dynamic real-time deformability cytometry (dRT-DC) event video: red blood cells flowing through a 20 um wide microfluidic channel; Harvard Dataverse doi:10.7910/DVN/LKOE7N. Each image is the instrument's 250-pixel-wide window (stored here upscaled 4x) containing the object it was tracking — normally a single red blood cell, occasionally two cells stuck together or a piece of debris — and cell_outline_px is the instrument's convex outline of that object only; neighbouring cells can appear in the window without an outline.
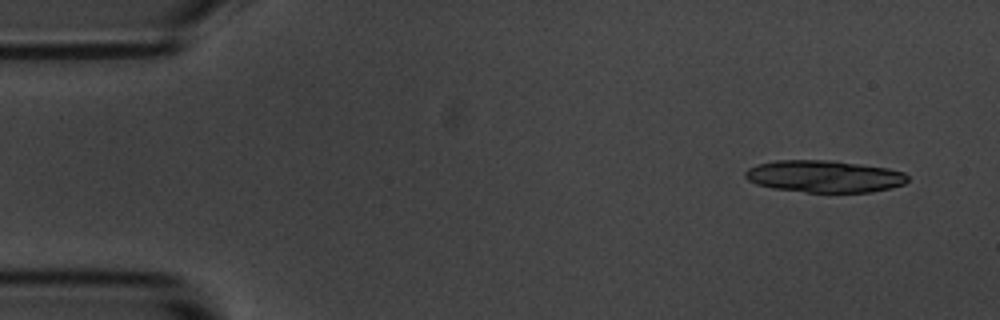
{"species": "common noctule bat (a hibernating species)", "species_latin": "Nyctalus noctula", "temperature_condition": "room temperature", "stored_images_in_passage": 10, "camera_frame_rate_fps": 3000, "um_per_image_px": 0.085, "animal": {"sex": "male", "body_mass_g": 20.1, "forearm_length_mm": 53.5}, "frame": {"image": 1, "passage_image": 1, "time_ms": 0.0, "image_size_px": [1000, 320], "cell_outline_px": [[908, 180], [904, 184], [892, 188], [872, 192], [808, 192], [772, 188], [756, 184], [748, 180], [744, 176], [744, 172], [748, 168], [756, 164], [776, 160], [832, 160], [888, 168], [904, 172], [908, 176]], "centroid_in_image_um": [70.06, 14.99], "position_along_channel_um": 14.9, "area_um2": 30.52}}
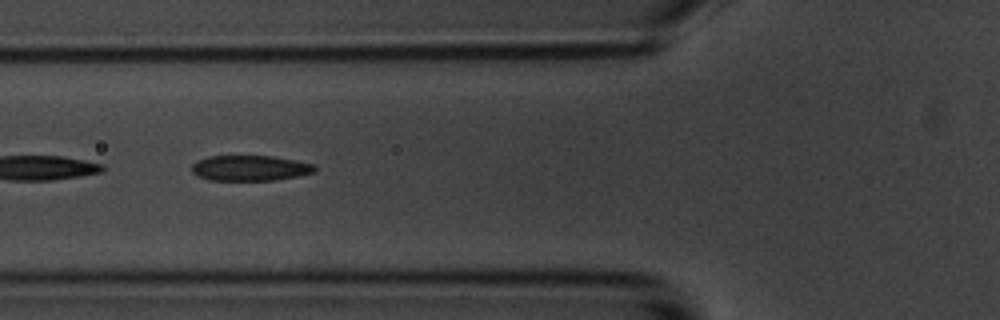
{"frame": {"image": 2, "passage_image": 6, "time_ms": 5.667, "image_size_px": [1000, 320], "cell_outline_px": [[316, 172], [276, 180], [208, 180], [192, 172], [192, 164], [196, 160], [208, 156], [272, 156], [316, 164]], "centroid_in_image_um": [21.26, 14.28], "position_along_channel_um": 104.5, "area_um2": 18.26}}
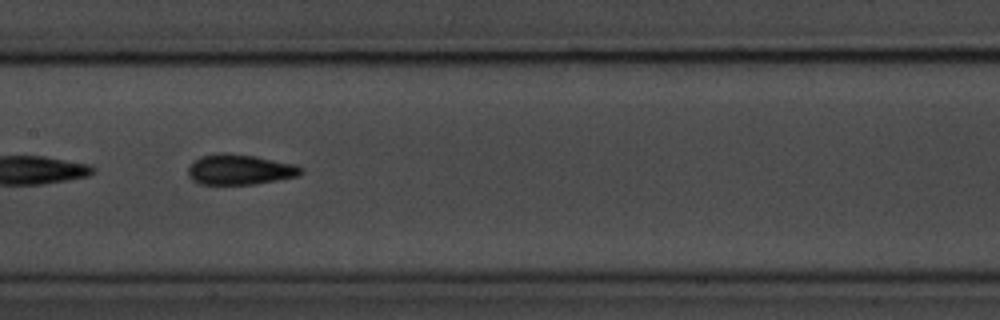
{"frame": {"image": 3, "passage_image": 8, "time_ms": 8.0, "image_size_px": [1000, 320], "cell_outline_px": [[304, 172], [300, 176], [256, 184], [200, 184], [192, 180], [188, 176], [188, 168], [200, 156], [216, 152], [224, 152], [256, 156], [296, 164], [304, 168]], "centroid_in_image_um": [20.43, 14.4], "position_along_channel_um": 187.0, "area_um2": 20.29}}